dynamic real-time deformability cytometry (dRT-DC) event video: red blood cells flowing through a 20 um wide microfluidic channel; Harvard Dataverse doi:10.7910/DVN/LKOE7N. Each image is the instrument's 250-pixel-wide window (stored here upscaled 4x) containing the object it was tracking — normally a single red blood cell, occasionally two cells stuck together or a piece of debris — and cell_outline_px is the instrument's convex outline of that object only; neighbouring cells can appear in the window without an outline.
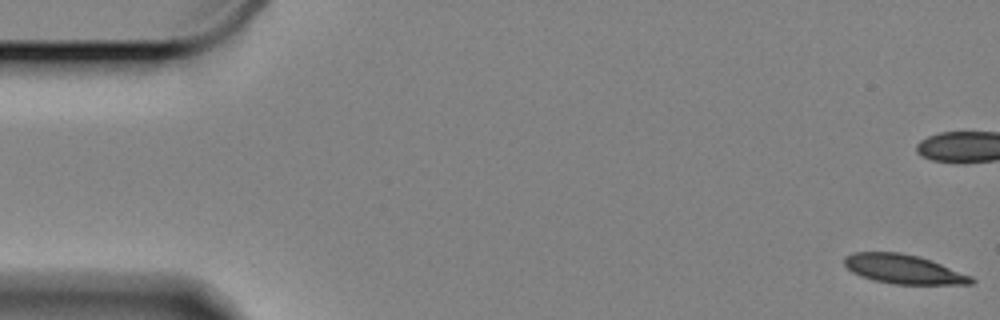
{"species": "Egyptian fruit bat (a non-hibernating species)", "species_latin": "Rousettus aegyptiacus", "temperature_condition": "cold", "stored_images_in_passage": 61, "camera_frame_rate_fps": 3000, "um_per_image_px": 0.085, "animal": {"sex": "female"}, "frame": {"image": 1, "passage_image": 1, "time_ms": 0.0, "image_size_px": [1000, 320], "cell_outline_px": [[976, 280], [972, 284], [892, 284], [872, 280], [860, 276], [852, 272], [844, 264], [844, 256], [856, 252], [900, 252], [920, 256], [932, 260], [972, 276]], "centroid_in_image_um": [76.81, 22.87], "position_along_channel_um": 8.2, "area_um2": 21.79}}
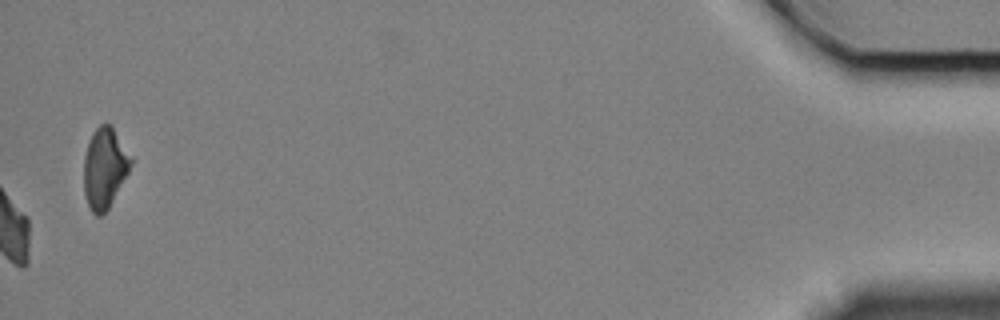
{"frame": {"image": 2, "passage_image": 61, "time_ms": 20.0, "image_size_px": [1000, 320], "cell_outline_px": [[132, 164], [128, 172], [108, 208], [100, 216], [96, 216], [92, 212], [88, 204], [84, 192], [84, 156], [92, 132], [100, 124], [112, 124], [132, 156]], "centroid_in_image_um": [8.9, 14.23], "position_along_channel_um": 426.3, "area_um2": 22.02}, "authors_computed_cell_mechanics": {"area_um2": 23.12, "velocity_mm_per_s": 3.2905, "shape_relaxation_time_tau1_ms": 4.4822, "shape_relaxation_time_tau2_ms": 9.9391, "deformation_change_tau1": 0.1434, "deformation_change_tau2": 0.1629}}